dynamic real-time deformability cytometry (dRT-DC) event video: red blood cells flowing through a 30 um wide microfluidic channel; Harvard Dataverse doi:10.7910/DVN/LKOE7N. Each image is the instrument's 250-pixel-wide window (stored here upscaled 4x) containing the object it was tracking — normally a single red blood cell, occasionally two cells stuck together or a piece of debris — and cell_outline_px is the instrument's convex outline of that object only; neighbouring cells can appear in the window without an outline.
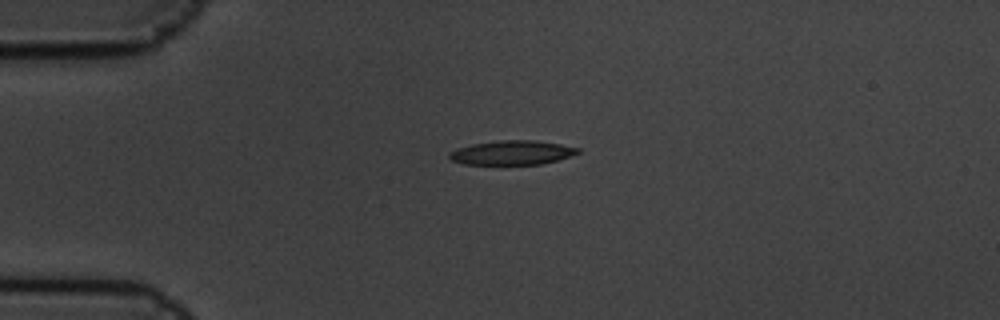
{"species": "common noctule bat (a hibernating species)", "species_latin": "Nyctalus noctula", "temperature_condition": "cold", "stored_images_in_passage": 3, "camera_frame_rate_fps": 3000, "um_per_image_px": 0.085, "animal": {"sex": "male", "body_mass_g": 19.5, "forearm_length_mm": 54.6}, "frame": {"image": 1, "passage_image": 1, "time_ms": 0.0, "image_size_px": [1000, 320], "cell_outline_px": [[580, 152], [556, 160], [540, 164], [464, 164], [452, 160], [448, 156], [448, 152], [456, 148], [472, 144], [500, 140], [532, 140], [560, 144], [580, 148]], "centroid_in_image_um": [43.48, 12.97], "position_along_channel_um": 41.5, "area_um2": 17.98}}
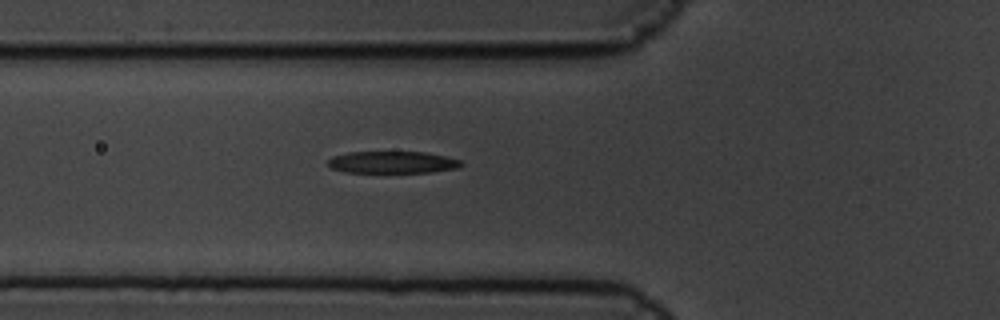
{"frame": {"image": 2, "passage_image": 3, "time_ms": 0.667, "image_size_px": [1000, 320], "cell_outline_px": [[464, 164], [456, 168], [432, 172], [344, 172], [332, 168], [328, 164], [328, 160], [332, 156], [348, 152], [424, 152], [444, 156], [460, 160]], "centroid_in_image_um": [33.34, 13.79], "position_along_channel_um": 92.5, "area_um2": 16.94}}